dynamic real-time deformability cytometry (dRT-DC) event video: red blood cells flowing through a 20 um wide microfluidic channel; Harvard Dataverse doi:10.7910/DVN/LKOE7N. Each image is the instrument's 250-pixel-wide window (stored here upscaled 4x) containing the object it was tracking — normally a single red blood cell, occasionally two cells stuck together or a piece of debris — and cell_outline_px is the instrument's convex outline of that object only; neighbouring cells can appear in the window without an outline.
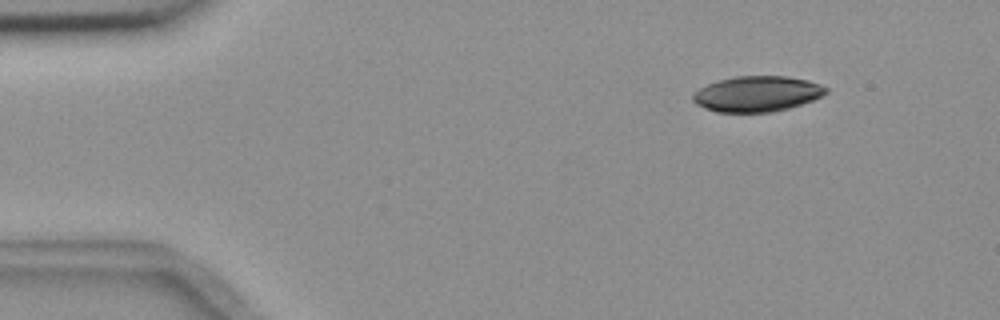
{"species": "common noctule bat (a hibernating species)", "species_latin": "Nyctalus noctula", "temperature_condition": "room temperature", "stored_images_in_passage": 4, "camera_frame_rate_fps": 3000, "um_per_image_px": 0.085, "animal": {"sex": "female", "body_mass_g": 18.4}, "frame": {"image": 1, "passage_image": 2, "time_ms": 1.0, "image_size_px": [1000, 320], "cell_outline_px": [[828, 92], [812, 100], [788, 108], [772, 112], [716, 112], [704, 108], [696, 104], [692, 100], [692, 96], [700, 88], [708, 84], [720, 80], [736, 76], [784, 76], [808, 80], [820, 84], [828, 88]], "centroid_in_image_um": [64.35, 7.98], "position_along_channel_um": 20.7, "area_um2": 27.4}}
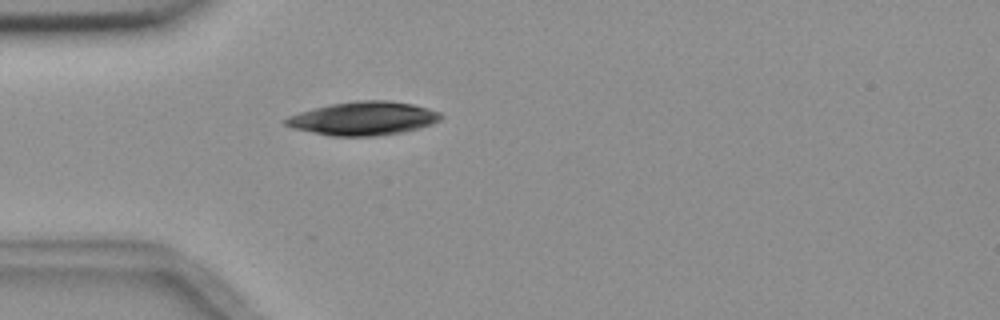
{"frame": {"image": 2, "passage_image": 4, "time_ms": 4.0, "image_size_px": [1000, 320], "cell_outline_px": [[444, 116], [440, 120], [432, 124], [420, 128], [404, 132], [376, 136], [332, 136], [292, 128], [284, 124], [284, 120], [288, 116], [300, 112], [332, 104], [360, 100], [388, 100], [412, 104], [428, 108], [440, 112]], "centroid_in_image_um": [30.93, 10.07], "position_along_channel_um": 54.1, "area_um2": 30.29}}